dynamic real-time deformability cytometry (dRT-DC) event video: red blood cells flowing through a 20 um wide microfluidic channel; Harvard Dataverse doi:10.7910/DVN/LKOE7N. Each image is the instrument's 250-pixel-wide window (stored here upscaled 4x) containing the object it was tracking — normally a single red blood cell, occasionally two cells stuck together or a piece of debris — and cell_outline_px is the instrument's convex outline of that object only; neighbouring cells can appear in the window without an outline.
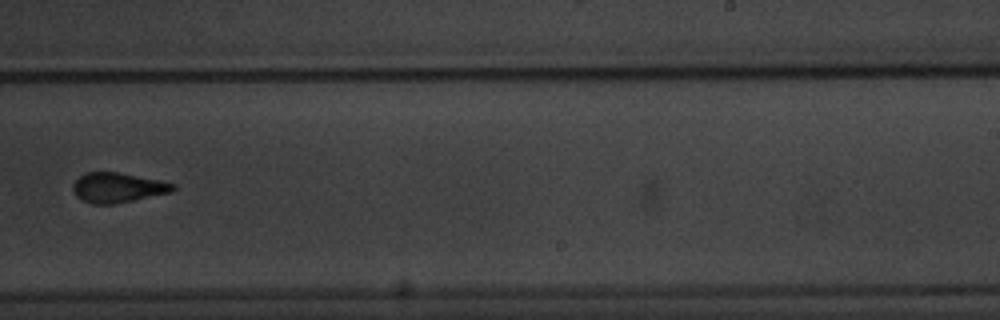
{"species": "common noctule bat (a hibernating species)", "species_latin": "Nyctalus noctula", "temperature_condition": "warm", "stored_images_in_passage": 10, "camera_frame_rate_fps": 3000, "um_per_image_px": 0.085, "animal": {"sex": "male", "body_mass_g": 20.1, "forearm_length_mm": 53.5}, "frame": {"image": 1, "passage_image": 10, "time_ms": 11.333, "image_size_px": [1000, 320], "cell_outline_px": [[176, 188], [172, 192], [116, 204], [92, 204], [76, 196], [72, 188], [72, 184], [84, 172], [120, 172], [160, 180], [176, 184]], "centroid_in_image_um": [10.02, 15.94], "position_along_channel_um": 279.0, "area_um2": 17.57}}